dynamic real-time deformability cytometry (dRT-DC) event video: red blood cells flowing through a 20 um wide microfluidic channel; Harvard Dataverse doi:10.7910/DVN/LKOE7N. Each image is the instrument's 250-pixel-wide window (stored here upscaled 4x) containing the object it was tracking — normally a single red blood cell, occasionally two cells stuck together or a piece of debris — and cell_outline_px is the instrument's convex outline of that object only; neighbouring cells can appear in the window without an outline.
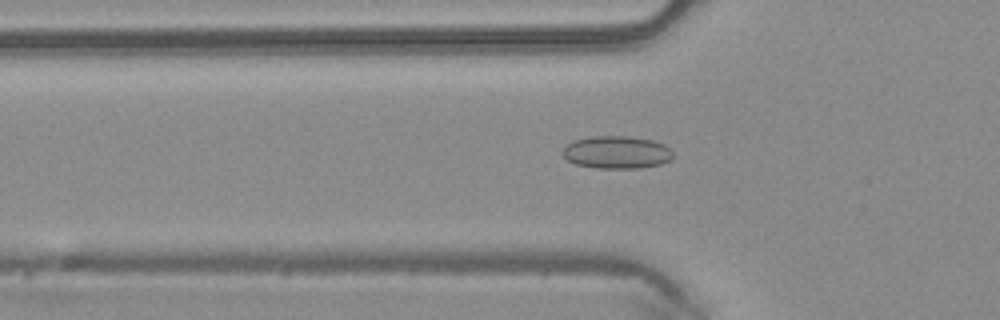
{"species": "common noctule bat (a hibernating species)", "species_latin": "Nyctalus noctula", "temperature_condition": "warm", "stored_images_in_passage": 49, "camera_frame_rate_fps": 3000, "um_per_image_px": 0.085, "animal": {"sex": "male", "body_mass_g": 20.4}, "frame": {"image": 1, "passage_image": 16, "time_ms": 5.0, "image_size_px": [1000, 320], "cell_outline_px": [[672, 160], [660, 164], [640, 168], [596, 168], [576, 164], [568, 160], [560, 152], [572, 140], [592, 136], [628, 136], [652, 140], [664, 144], [672, 152]], "centroid_in_image_um": [52.41, 12.94], "position_along_channel_um": 73.4, "area_um2": 21.04}}
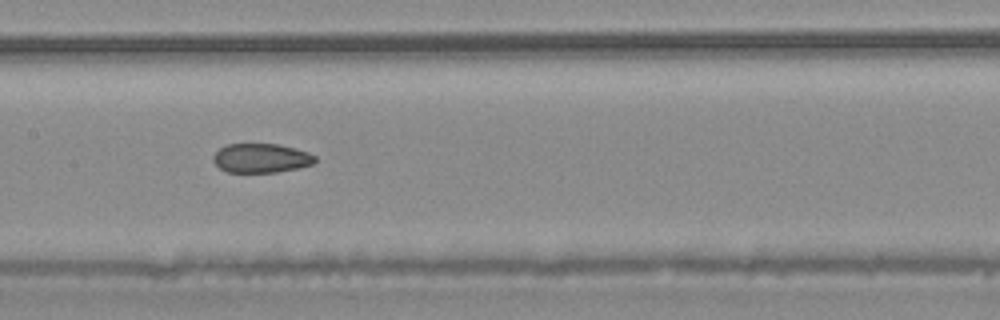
{"frame": {"image": 2, "passage_image": 24, "time_ms": 7.667, "image_size_px": [1000, 320], "cell_outline_px": [[316, 160], [312, 164], [300, 168], [276, 172], [228, 172], [220, 168], [212, 160], [212, 156], [220, 148], [228, 144], [276, 144], [308, 152], [316, 156]], "centroid_in_image_um": [22.19, 13.44], "position_along_channel_um": 185.2, "area_um2": 17.22}}
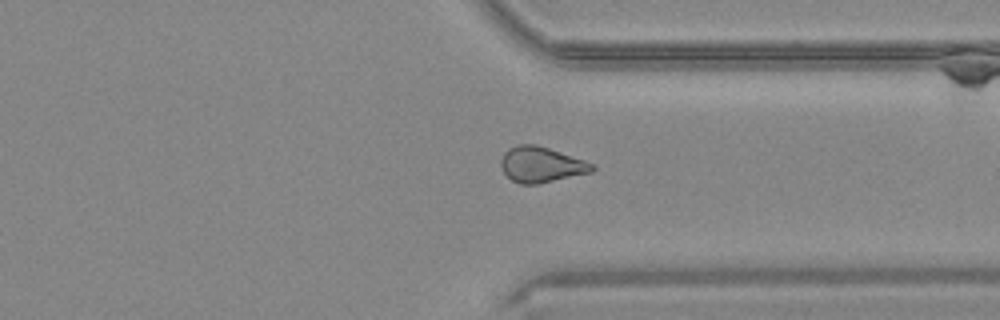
{"frame": {"image": 3, "passage_image": 37, "time_ms": 12.0, "image_size_px": [1000, 320], "cell_outline_px": [[596, 168], [592, 172], [536, 184], [520, 184], [512, 180], [504, 172], [500, 164], [500, 160], [504, 152], [508, 148], [516, 144], [536, 144], [596, 164]], "centroid_in_image_um": [46.0, 13.98], "position_along_channel_um": 365.4, "area_um2": 18.9}, "authors_computed_cell_mechanics": {"area_um2": 19.1896, "velocity_mm_per_s": 4.1536, "shape_relaxation_time_tau1_ms": null, "shape_relaxation_time_tau2_ms": 2.5083, "deformation_change_tau1": null, "deformation_change_tau2": 0.088}}